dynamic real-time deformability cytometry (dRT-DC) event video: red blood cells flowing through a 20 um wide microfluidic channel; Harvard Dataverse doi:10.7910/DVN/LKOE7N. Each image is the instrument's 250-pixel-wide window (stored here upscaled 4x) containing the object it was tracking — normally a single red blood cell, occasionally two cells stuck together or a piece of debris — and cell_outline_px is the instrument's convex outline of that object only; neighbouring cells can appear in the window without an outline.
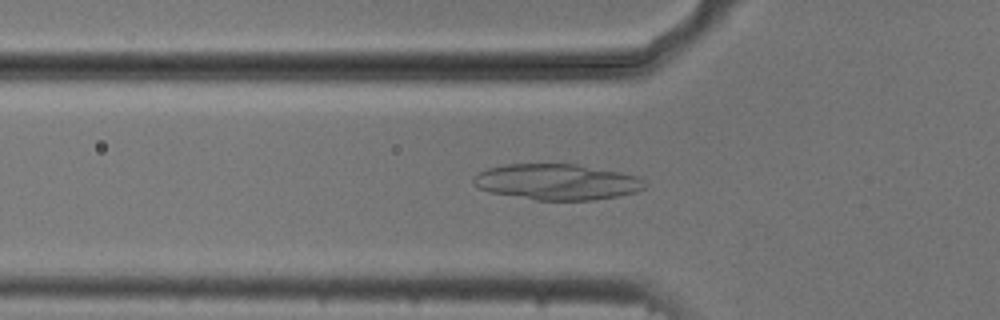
{"species": "common noctule bat (a hibernating species)", "species_latin": "Nyctalus noctula", "temperature_condition": "cold", "stored_images_in_passage": 43, "camera_frame_rate_fps": 3000, "um_per_image_px": 0.085, "animal": {"sex": "male", "body_mass_g": 20.5, "forearm_length_mm": 52.5}, "frame": {"image": 1, "passage_image": 8, "time_ms": 2.333, "image_size_px": [1000, 320], "cell_outline_px": [[648, 184], [644, 188], [636, 192], [616, 196], [592, 200], [536, 200], [488, 192], [480, 188], [472, 180], [480, 172], [488, 168], [508, 164], [576, 164], [620, 172], [640, 176]], "centroid_in_image_um": [47.39, 15.46], "position_along_channel_um": 78.4, "area_um2": 35.72}}
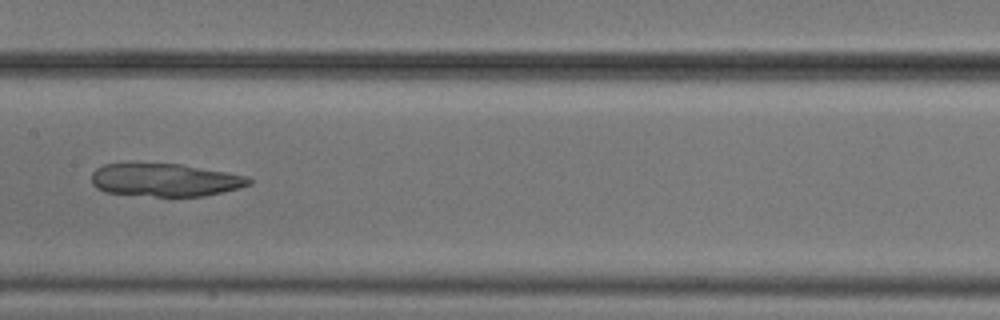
{"frame": {"image": 2, "passage_image": 17, "time_ms": 5.333, "image_size_px": [1000, 320], "cell_outline_px": [[252, 184], [204, 196], [156, 196], [104, 192], [96, 188], [92, 184], [92, 172], [96, 168], [104, 164], [180, 164], [248, 176], [252, 180]], "centroid_in_image_um": [14.01, 15.3], "position_along_channel_um": 193.4, "area_um2": 29.88}}
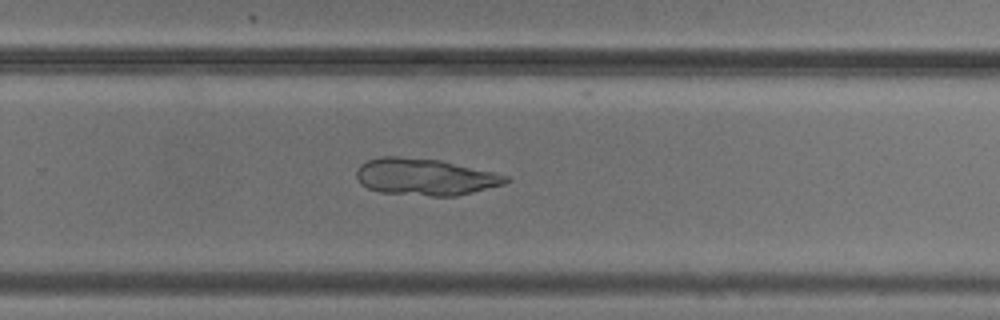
{"frame": {"image": 3, "passage_image": 25, "time_ms": 8.0, "image_size_px": [1000, 320], "cell_outline_px": [[512, 180], [504, 184], [456, 196], [432, 196], [380, 192], [368, 188], [360, 184], [356, 176], [356, 172], [360, 164], [368, 160], [380, 156], [396, 156], [440, 160], [492, 172], [508, 176]], "centroid_in_image_um": [36.1, 15.03], "position_along_channel_um": 293.7, "area_um2": 31.91}}